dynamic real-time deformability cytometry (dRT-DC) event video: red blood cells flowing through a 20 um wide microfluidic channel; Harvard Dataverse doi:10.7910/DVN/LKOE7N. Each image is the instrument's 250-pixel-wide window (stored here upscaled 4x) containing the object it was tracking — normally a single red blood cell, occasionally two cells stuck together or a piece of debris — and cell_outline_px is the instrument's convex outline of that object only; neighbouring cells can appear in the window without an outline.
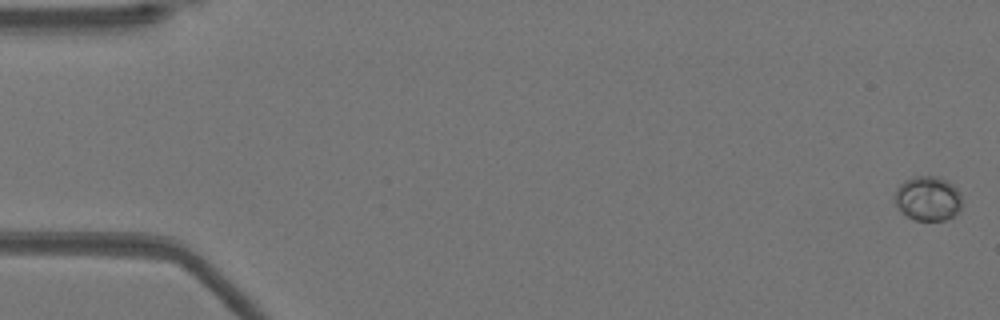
{"species": "Egyptian fruit bat (a non-hibernating species)", "species_latin": "Rousettus aegyptiacus", "temperature_condition": "warm", "stored_images_in_passage": 52, "camera_frame_rate_fps": 3000, "um_per_image_px": 0.085, "animal": {"sex": "female"}, "frame": {"image": 1, "passage_image": 1, "time_ms": 0.0, "image_size_px": [1000, 320], "cell_outline_px": [[960, 212], [944, 220], [916, 220], [900, 212], [892, 200], [892, 196], [896, 188], [904, 180], [916, 176], [936, 176], [952, 184], [960, 192]], "centroid_in_image_um": [78.81, 16.87], "position_along_channel_um": 6.2, "area_um2": 17.63}}
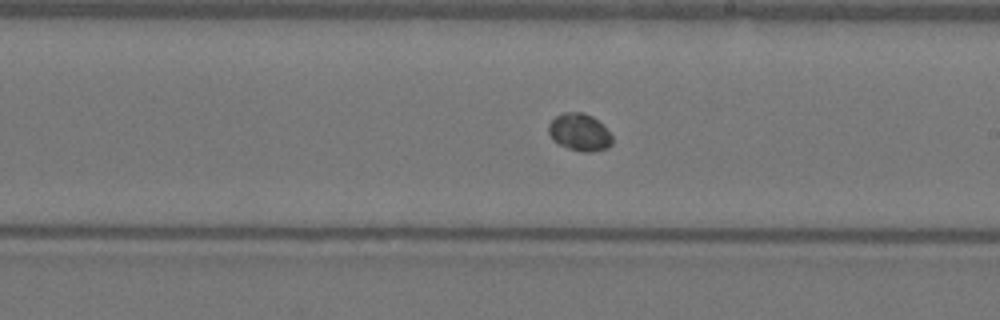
{"frame": {"image": 2, "passage_image": 30, "time_ms": 9.667, "image_size_px": [1000, 320], "cell_outline_px": [[612, 144], [608, 148], [592, 152], [580, 152], [568, 148], [552, 140], [548, 132], [548, 124], [556, 116], [564, 112], [584, 112], [592, 116], [604, 124], [612, 136]], "centroid_in_image_um": [49.28, 11.24], "position_along_channel_um": 239.7, "area_um2": 14.1}}
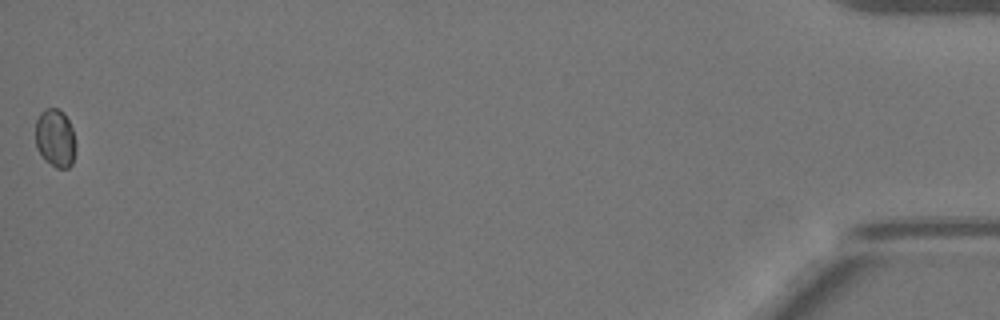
{"frame": {"image": 3, "passage_image": 52, "time_ms": 17.0, "image_size_px": [1000, 320], "cell_outline_px": [[76, 148], [72, 164], [68, 168], [56, 168], [44, 160], [36, 148], [36, 120], [40, 112], [44, 108], [56, 108], [64, 112], [72, 128], [76, 144]], "centroid_in_image_um": [4.7, 11.74], "position_along_channel_um": 430.5, "area_um2": 13.87}}